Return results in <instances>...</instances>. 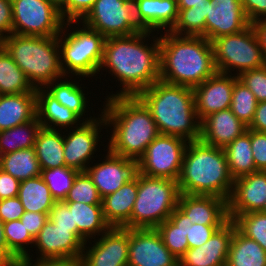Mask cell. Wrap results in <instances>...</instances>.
Here are the masks:
<instances>
[{"instance_id": "6da1fadb", "label": "cell", "mask_w": 266, "mask_h": 266, "mask_svg": "<svg viewBox=\"0 0 266 266\" xmlns=\"http://www.w3.org/2000/svg\"><path fill=\"white\" fill-rule=\"evenodd\" d=\"M150 34L153 35L151 31H140L129 36L106 38L99 72L108 69L122 87L106 99L136 96L160 79L159 37L153 35V43L149 46L145 42L151 38Z\"/></svg>"}, {"instance_id": "7a4b0ae2", "label": "cell", "mask_w": 266, "mask_h": 266, "mask_svg": "<svg viewBox=\"0 0 266 266\" xmlns=\"http://www.w3.org/2000/svg\"><path fill=\"white\" fill-rule=\"evenodd\" d=\"M106 100L101 113L107 129L113 127L106 150L139 160L147 146L160 134L153 117L136 96H117Z\"/></svg>"}, {"instance_id": "3957f363", "label": "cell", "mask_w": 266, "mask_h": 266, "mask_svg": "<svg viewBox=\"0 0 266 266\" xmlns=\"http://www.w3.org/2000/svg\"><path fill=\"white\" fill-rule=\"evenodd\" d=\"M163 34L159 36L160 80L194 88L218 72L209 40L170 31Z\"/></svg>"}, {"instance_id": "277c9868", "label": "cell", "mask_w": 266, "mask_h": 266, "mask_svg": "<svg viewBox=\"0 0 266 266\" xmlns=\"http://www.w3.org/2000/svg\"><path fill=\"white\" fill-rule=\"evenodd\" d=\"M136 97L149 110L160 134L188 142L200 140L201 121L195 109L193 88L159 79Z\"/></svg>"}, {"instance_id": "5b68a950", "label": "cell", "mask_w": 266, "mask_h": 266, "mask_svg": "<svg viewBox=\"0 0 266 266\" xmlns=\"http://www.w3.org/2000/svg\"><path fill=\"white\" fill-rule=\"evenodd\" d=\"M177 182L182 194L211 195L228 200L234 180L223 148L201 140L188 142Z\"/></svg>"}, {"instance_id": "8992f818", "label": "cell", "mask_w": 266, "mask_h": 266, "mask_svg": "<svg viewBox=\"0 0 266 266\" xmlns=\"http://www.w3.org/2000/svg\"><path fill=\"white\" fill-rule=\"evenodd\" d=\"M4 49L35 89L66 78L60 64L58 36L41 37L12 33L6 36Z\"/></svg>"}, {"instance_id": "52a82bcc", "label": "cell", "mask_w": 266, "mask_h": 266, "mask_svg": "<svg viewBox=\"0 0 266 266\" xmlns=\"http://www.w3.org/2000/svg\"><path fill=\"white\" fill-rule=\"evenodd\" d=\"M180 191L176 180L138 175V192L128 229H155L169 219L178 206Z\"/></svg>"}, {"instance_id": "ba28073f", "label": "cell", "mask_w": 266, "mask_h": 266, "mask_svg": "<svg viewBox=\"0 0 266 266\" xmlns=\"http://www.w3.org/2000/svg\"><path fill=\"white\" fill-rule=\"evenodd\" d=\"M73 23L76 24V21L65 22L62 31L58 35L62 71L66 77L68 76L71 79L74 76L76 78L80 76L81 78L95 77L96 74H100L98 72L103 58L106 38L82 23L83 27L80 30L79 28L77 30L73 29L74 31L68 33L70 29L67 30V28Z\"/></svg>"}, {"instance_id": "9c48e42d", "label": "cell", "mask_w": 266, "mask_h": 266, "mask_svg": "<svg viewBox=\"0 0 266 266\" xmlns=\"http://www.w3.org/2000/svg\"><path fill=\"white\" fill-rule=\"evenodd\" d=\"M214 61L219 73L236 76L266 65L256 33L250 25L238 33L225 35L212 42Z\"/></svg>"}, {"instance_id": "30bf717a", "label": "cell", "mask_w": 266, "mask_h": 266, "mask_svg": "<svg viewBox=\"0 0 266 266\" xmlns=\"http://www.w3.org/2000/svg\"><path fill=\"white\" fill-rule=\"evenodd\" d=\"M12 33L28 36H58L65 24L49 0H11Z\"/></svg>"}, {"instance_id": "8fae6325", "label": "cell", "mask_w": 266, "mask_h": 266, "mask_svg": "<svg viewBox=\"0 0 266 266\" xmlns=\"http://www.w3.org/2000/svg\"><path fill=\"white\" fill-rule=\"evenodd\" d=\"M79 22L105 38L129 36L144 31L136 20L133 0H97Z\"/></svg>"}, {"instance_id": "7c38bea8", "label": "cell", "mask_w": 266, "mask_h": 266, "mask_svg": "<svg viewBox=\"0 0 266 266\" xmlns=\"http://www.w3.org/2000/svg\"><path fill=\"white\" fill-rule=\"evenodd\" d=\"M187 145L183 138L159 134L139 159L140 173L178 181Z\"/></svg>"}, {"instance_id": "4fadbf2b", "label": "cell", "mask_w": 266, "mask_h": 266, "mask_svg": "<svg viewBox=\"0 0 266 266\" xmlns=\"http://www.w3.org/2000/svg\"><path fill=\"white\" fill-rule=\"evenodd\" d=\"M100 116V118H99ZM98 118L91 122H84L77 128L66 129L64 133V159L65 166L85 172L90 166V161L97 151L98 142L102 138L101 129L107 127L103 114H99Z\"/></svg>"}, {"instance_id": "5bb4252c", "label": "cell", "mask_w": 266, "mask_h": 266, "mask_svg": "<svg viewBox=\"0 0 266 266\" xmlns=\"http://www.w3.org/2000/svg\"><path fill=\"white\" fill-rule=\"evenodd\" d=\"M107 152L104 161L90 165L85 170L101 199L116 192L127 182H133L140 174L139 160L125 158L109 150Z\"/></svg>"}, {"instance_id": "9a60e30c", "label": "cell", "mask_w": 266, "mask_h": 266, "mask_svg": "<svg viewBox=\"0 0 266 266\" xmlns=\"http://www.w3.org/2000/svg\"><path fill=\"white\" fill-rule=\"evenodd\" d=\"M93 245L84 244L83 266H128L129 229L110 227ZM86 250V251H85Z\"/></svg>"}, {"instance_id": "2e32d148", "label": "cell", "mask_w": 266, "mask_h": 266, "mask_svg": "<svg viewBox=\"0 0 266 266\" xmlns=\"http://www.w3.org/2000/svg\"><path fill=\"white\" fill-rule=\"evenodd\" d=\"M128 266H179L156 229H129Z\"/></svg>"}, {"instance_id": "e0dca14e", "label": "cell", "mask_w": 266, "mask_h": 266, "mask_svg": "<svg viewBox=\"0 0 266 266\" xmlns=\"http://www.w3.org/2000/svg\"><path fill=\"white\" fill-rule=\"evenodd\" d=\"M250 25L241 0L207 1L205 38L210 42L216 38L243 31Z\"/></svg>"}, {"instance_id": "ac0fdd59", "label": "cell", "mask_w": 266, "mask_h": 266, "mask_svg": "<svg viewBox=\"0 0 266 266\" xmlns=\"http://www.w3.org/2000/svg\"><path fill=\"white\" fill-rule=\"evenodd\" d=\"M266 171L258 170L234 180L227 200L228 215L265 212Z\"/></svg>"}, {"instance_id": "d6986e66", "label": "cell", "mask_w": 266, "mask_h": 266, "mask_svg": "<svg viewBox=\"0 0 266 266\" xmlns=\"http://www.w3.org/2000/svg\"><path fill=\"white\" fill-rule=\"evenodd\" d=\"M235 75L217 72L193 88L195 109L202 121L211 113L230 108Z\"/></svg>"}, {"instance_id": "ffe728a7", "label": "cell", "mask_w": 266, "mask_h": 266, "mask_svg": "<svg viewBox=\"0 0 266 266\" xmlns=\"http://www.w3.org/2000/svg\"><path fill=\"white\" fill-rule=\"evenodd\" d=\"M33 246L38 248L37 260L81 257L84 249V243L72 231L56 227L50 219L34 238Z\"/></svg>"}, {"instance_id": "44dd1931", "label": "cell", "mask_w": 266, "mask_h": 266, "mask_svg": "<svg viewBox=\"0 0 266 266\" xmlns=\"http://www.w3.org/2000/svg\"><path fill=\"white\" fill-rule=\"evenodd\" d=\"M234 221L229 219L202 246L189 248L178 259L179 266H226Z\"/></svg>"}, {"instance_id": "7402d4cb", "label": "cell", "mask_w": 266, "mask_h": 266, "mask_svg": "<svg viewBox=\"0 0 266 266\" xmlns=\"http://www.w3.org/2000/svg\"><path fill=\"white\" fill-rule=\"evenodd\" d=\"M177 207L192 224L222 226L229 220L227 200L217 196L180 193Z\"/></svg>"}, {"instance_id": "603a6c76", "label": "cell", "mask_w": 266, "mask_h": 266, "mask_svg": "<svg viewBox=\"0 0 266 266\" xmlns=\"http://www.w3.org/2000/svg\"><path fill=\"white\" fill-rule=\"evenodd\" d=\"M247 128L228 108L211 113L201 121L200 140L205 144L224 148Z\"/></svg>"}, {"instance_id": "cb8c5ba5", "label": "cell", "mask_w": 266, "mask_h": 266, "mask_svg": "<svg viewBox=\"0 0 266 266\" xmlns=\"http://www.w3.org/2000/svg\"><path fill=\"white\" fill-rule=\"evenodd\" d=\"M135 16L144 31H170L178 18L177 0H133ZM158 29V30H157Z\"/></svg>"}, {"instance_id": "d4e9b609", "label": "cell", "mask_w": 266, "mask_h": 266, "mask_svg": "<svg viewBox=\"0 0 266 266\" xmlns=\"http://www.w3.org/2000/svg\"><path fill=\"white\" fill-rule=\"evenodd\" d=\"M36 112L37 118L44 128L54 130H62V127L73 129L85 122L69 108L61 105L45 88L36 89Z\"/></svg>"}, {"instance_id": "484cf974", "label": "cell", "mask_w": 266, "mask_h": 266, "mask_svg": "<svg viewBox=\"0 0 266 266\" xmlns=\"http://www.w3.org/2000/svg\"><path fill=\"white\" fill-rule=\"evenodd\" d=\"M36 116V92L0 95V131L27 123Z\"/></svg>"}, {"instance_id": "4316f807", "label": "cell", "mask_w": 266, "mask_h": 266, "mask_svg": "<svg viewBox=\"0 0 266 266\" xmlns=\"http://www.w3.org/2000/svg\"><path fill=\"white\" fill-rule=\"evenodd\" d=\"M72 213L73 233L85 244L105 233L110 225L106 222L102 205L67 203ZM90 239V240H89Z\"/></svg>"}, {"instance_id": "83f0119b", "label": "cell", "mask_w": 266, "mask_h": 266, "mask_svg": "<svg viewBox=\"0 0 266 266\" xmlns=\"http://www.w3.org/2000/svg\"><path fill=\"white\" fill-rule=\"evenodd\" d=\"M138 192V177L127 182L119 190L102 198L103 215L110 227H124L131 219V213Z\"/></svg>"}, {"instance_id": "f1b7e54d", "label": "cell", "mask_w": 266, "mask_h": 266, "mask_svg": "<svg viewBox=\"0 0 266 266\" xmlns=\"http://www.w3.org/2000/svg\"><path fill=\"white\" fill-rule=\"evenodd\" d=\"M62 132L44 127L38 132L34 149L41 170L65 166Z\"/></svg>"}, {"instance_id": "f546056e", "label": "cell", "mask_w": 266, "mask_h": 266, "mask_svg": "<svg viewBox=\"0 0 266 266\" xmlns=\"http://www.w3.org/2000/svg\"><path fill=\"white\" fill-rule=\"evenodd\" d=\"M228 163L229 173L233 180L258 171L254 164L251 149V129L223 148Z\"/></svg>"}, {"instance_id": "4dcf8cb0", "label": "cell", "mask_w": 266, "mask_h": 266, "mask_svg": "<svg viewBox=\"0 0 266 266\" xmlns=\"http://www.w3.org/2000/svg\"><path fill=\"white\" fill-rule=\"evenodd\" d=\"M226 266H266V251L255 240L243 235L235 223Z\"/></svg>"}, {"instance_id": "1f68e13d", "label": "cell", "mask_w": 266, "mask_h": 266, "mask_svg": "<svg viewBox=\"0 0 266 266\" xmlns=\"http://www.w3.org/2000/svg\"><path fill=\"white\" fill-rule=\"evenodd\" d=\"M44 88H46L45 90L57 99L61 105L69 108L81 119L83 118V121L85 120V122H91L96 119L95 116L93 118L92 116L87 118L85 117V119L83 117L87 107L89 108L87 105L89 99L85 96L88 93H84V89H82L81 85H79V82L74 80L72 82V80L64 81L62 79H57L52 83L47 84Z\"/></svg>"}, {"instance_id": "d6a6232c", "label": "cell", "mask_w": 266, "mask_h": 266, "mask_svg": "<svg viewBox=\"0 0 266 266\" xmlns=\"http://www.w3.org/2000/svg\"><path fill=\"white\" fill-rule=\"evenodd\" d=\"M164 245L178 259L187 251V231L188 217L178 208L165 220L155 228Z\"/></svg>"}, {"instance_id": "836d02e7", "label": "cell", "mask_w": 266, "mask_h": 266, "mask_svg": "<svg viewBox=\"0 0 266 266\" xmlns=\"http://www.w3.org/2000/svg\"><path fill=\"white\" fill-rule=\"evenodd\" d=\"M18 197L27 212L49 214L56 202L41 176L21 181Z\"/></svg>"}, {"instance_id": "e575fe53", "label": "cell", "mask_w": 266, "mask_h": 266, "mask_svg": "<svg viewBox=\"0 0 266 266\" xmlns=\"http://www.w3.org/2000/svg\"><path fill=\"white\" fill-rule=\"evenodd\" d=\"M0 169L20 182L41 176V168L34 147L1 155Z\"/></svg>"}, {"instance_id": "d590c367", "label": "cell", "mask_w": 266, "mask_h": 266, "mask_svg": "<svg viewBox=\"0 0 266 266\" xmlns=\"http://www.w3.org/2000/svg\"><path fill=\"white\" fill-rule=\"evenodd\" d=\"M42 125L37 116L24 124L0 131V156L20 149L34 147Z\"/></svg>"}, {"instance_id": "8d00e7d4", "label": "cell", "mask_w": 266, "mask_h": 266, "mask_svg": "<svg viewBox=\"0 0 266 266\" xmlns=\"http://www.w3.org/2000/svg\"><path fill=\"white\" fill-rule=\"evenodd\" d=\"M36 92L5 49L0 50V95Z\"/></svg>"}, {"instance_id": "74e56055", "label": "cell", "mask_w": 266, "mask_h": 266, "mask_svg": "<svg viewBox=\"0 0 266 266\" xmlns=\"http://www.w3.org/2000/svg\"><path fill=\"white\" fill-rule=\"evenodd\" d=\"M4 235L7 244V253L18 263L23 259H31L30 251L27 247L32 248L34 238L26 230V227L19 220L4 222ZM29 252V253H28Z\"/></svg>"}, {"instance_id": "f35d334b", "label": "cell", "mask_w": 266, "mask_h": 266, "mask_svg": "<svg viewBox=\"0 0 266 266\" xmlns=\"http://www.w3.org/2000/svg\"><path fill=\"white\" fill-rule=\"evenodd\" d=\"M178 18L171 33L179 36H202L205 38L207 2L188 9H178Z\"/></svg>"}, {"instance_id": "ab89813d", "label": "cell", "mask_w": 266, "mask_h": 266, "mask_svg": "<svg viewBox=\"0 0 266 266\" xmlns=\"http://www.w3.org/2000/svg\"><path fill=\"white\" fill-rule=\"evenodd\" d=\"M78 173L79 171L76 169L61 166L41 170V177L50 189L53 199L55 201H65Z\"/></svg>"}, {"instance_id": "60d3db41", "label": "cell", "mask_w": 266, "mask_h": 266, "mask_svg": "<svg viewBox=\"0 0 266 266\" xmlns=\"http://www.w3.org/2000/svg\"><path fill=\"white\" fill-rule=\"evenodd\" d=\"M258 101L251 90L235 75L230 110L247 127L254 119Z\"/></svg>"}, {"instance_id": "b9f144b4", "label": "cell", "mask_w": 266, "mask_h": 266, "mask_svg": "<svg viewBox=\"0 0 266 266\" xmlns=\"http://www.w3.org/2000/svg\"><path fill=\"white\" fill-rule=\"evenodd\" d=\"M236 228L246 237L255 240L266 251V213L250 212L243 215H228Z\"/></svg>"}, {"instance_id": "7bdbcfd3", "label": "cell", "mask_w": 266, "mask_h": 266, "mask_svg": "<svg viewBox=\"0 0 266 266\" xmlns=\"http://www.w3.org/2000/svg\"><path fill=\"white\" fill-rule=\"evenodd\" d=\"M101 200L97 188L89 175L86 172H79L74 179L72 188L69 190L65 202L102 205Z\"/></svg>"}, {"instance_id": "ee69618b", "label": "cell", "mask_w": 266, "mask_h": 266, "mask_svg": "<svg viewBox=\"0 0 266 266\" xmlns=\"http://www.w3.org/2000/svg\"><path fill=\"white\" fill-rule=\"evenodd\" d=\"M237 77L251 90L258 102L266 101V65L242 72Z\"/></svg>"}, {"instance_id": "f6af8a7d", "label": "cell", "mask_w": 266, "mask_h": 266, "mask_svg": "<svg viewBox=\"0 0 266 266\" xmlns=\"http://www.w3.org/2000/svg\"><path fill=\"white\" fill-rule=\"evenodd\" d=\"M97 0H67L59 10L65 22L76 21L79 24L87 13L92 9ZM80 19V20H79Z\"/></svg>"}, {"instance_id": "bcb514c9", "label": "cell", "mask_w": 266, "mask_h": 266, "mask_svg": "<svg viewBox=\"0 0 266 266\" xmlns=\"http://www.w3.org/2000/svg\"><path fill=\"white\" fill-rule=\"evenodd\" d=\"M221 226H204L192 224L188 217L187 241L188 249L200 247L205 244Z\"/></svg>"}, {"instance_id": "7dc6e473", "label": "cell", "mask_w": 266, "mask_h": 266, "mask_svg": "<svg viewBox=\"0 0 266 266\" xmlns=\"http://www.w3.org/2000/svg\"><path fill=\"white\" fill-rule=\"evenodd\" d=\"M251 149L256 169L266 171V133L251 130Z\"/></svg>"}, {"instance_id": "c3c4849f", "label": "cell", "mask_w": 266, "mask_h": 266, "mask_svg": "<svg viewBox=\"0 0 266 266\" xmlns=\"http://www.w3.org/2000/svg\"><path fill=\"white\" fill-rule=\"evenodd\" d=\"M48 219H50L56 227L69 229L73 232V218L72 213L68 209L67 202L56 201L49 212Z\"/></svg>"}, {"instance_id": "681fc988", "label": "cell", "mask_w": 266, "mask_h": 266, "mask_svg": "<svg viewBox=\"0 0 266 266\" xmlns=\"http://www.w3.org/2000/svg\"><path fill=\"white\" fill-rule=\"evenodd\" d=\"M25 209L18 196L0 200V219L3 222L19 220Z\"/></svg>"}, {"instance_id": "f907efd6", "label": "cell", "mask_w": 266, "mask_h": 266, "mask_svg": "<svg viewBox=\"0 0 266 266\" xmlns=\"http://www.w3.org/2000/svg\"><path fill=\"white\" fill-rule=\"evenodd\" d=\"M19 266H83V261L81 257H63L42 260L23 259Z\"/></svg>"}, {"instance_id": "816d5d0a", "label": "cell", "mask_w": 266, "mask_h": 266, "mask_svg": "<svg viewBox=\"0 0 266 266\" xmlns=\"http://www.w3.org/2000/svg\"><path fill=\"white\" fill-rule=\"evenodd\" d=\"M48 215L49 214L25 211L20 221L26 227L29 234L35 238L48 220Z\"/></svg>"}, {"instance_id": "f5cc1de1", "label": "cell", "mask_w": 266, "mask_h": 266, "mask_svg": "<svg viewBox=\"0 0 266 266\" xmlns=\"http://www.w3.org/2000/svg\"><path fill=\"white\" fill-rule=\"evenodd\" d=\"M20 181L0 169V200L18 196Z\"/></svg>"}, {"instance_id": "db71d44e", "label": "cell", "mask_w": 266, "mask_h": 266, "mask_svg": "<svg viewBox=\"0 0 266 266\" xmlns=\"http://www.w3.org/2000/svg\"><path fill=\"white\" fill-rule=\"evenodd\" d=\"M244 13L250 23L266 18V0H241ZM263 16V17H262Z\"/></svg>"}, {"instance_id": "11a10c76", "label": "cell", "mask_w": 266, "mask_h": 266, "mask_svg": "<svg viewBox=\"0 0 266 266\" xmlns=\"http://www.w3.org/2000/svg\"><path fill=\"white\" fill-rule=\"evenodd\" d=\"M12 24L13 17L11 0H0V31L5 36L11 35Z\"/></svg>"}, {"instance_id": "9f6ffc18", "label": "cell", "mask_w": 266, "mask_h": 266, "mask_svg": "<svg viewBox=\"0 0 266 266\" xmlns=\"http://www.w3.org/2000/svg\"><path fill=\"white\" fill-rule=\"evenodd\" d=\"M248 129L266 133V101L258 102L254 119Z\"/></svg>"}, {"instance_id": "6f0895ef", "label": "cell", "mask_w": 266, "mask_h": 266, "mask_svg": "<svg viewBox=\"0 0 266 266\" xmlns=\"http://www.w3.org/2000/svg\"><path fill=\"white\" fill-rule=\"evenodd\" d=\"M266 59V18L251 23Z\"/></svg>"}, {"instance_id": "680465c9", "label": "cell", "mask_w": 266, "mask_h": 266, "mask_svg": "<svg viewBox=\"0 0 266 266\" xmlns=\"http://www.w3.org/2000/svg\"><path fill=\"white\" fill-rule=\"evenodd\" d=\"M0 266H19V264L1 246Z\"/></svg>"}, {"instance_id": "91938a15", "label": "cell", "mask_w": 266, "mask_h": 266, "mask_svg": "<svg viewBox=\"0 0 266 266\" xmlns=\"http://www.w3.org/2000/svg\"><path fill=\"white\" fill-rule=\"evenodd\" d=\"M208 0H177L178 9H188L193 6L206 4Z\"/></svg>"}, {"instance_id": "94428289", "label": "cell", "mask_w": 266, "mask_h": 266, "mask_svg": "<svg viewBox=\"0 0 266 266\" xmlns=\"http://www.w3.org/2000/svg\"><path fill=\"white\" fill-rule=\"evenodd\" d=\"M0 246L7 252V244L4 235V222L0 219Z\"/></svg>"}, {"instance_id": "6125c7cd", "label": "cell", "mask_w": 266, "mask_h": 266, "mask_svg": "<svg viewBox=\"0 0 266 266\" xmlns=\"http://www.w3.org/2000/svg\"><path fill=\"white\" fill-rule=\"evenodd\" d=\"M52 5H54L58 10H60L67 0H49Z\"/></svg>"}, {"instance_id": "be15d7a7", "label": "cell", "mask_w": 266, "mask_h": 266, "mask_svg": "<svg viewBox=\"0 0 266 266\" xmlns=\"http://www.w3.org/2000/svg\"><path fill=\"white\" fill-rule=\"evenodd\" d=\"M6 36L0 31V50L4 49Z\"/></svg>"}]
</instances>
